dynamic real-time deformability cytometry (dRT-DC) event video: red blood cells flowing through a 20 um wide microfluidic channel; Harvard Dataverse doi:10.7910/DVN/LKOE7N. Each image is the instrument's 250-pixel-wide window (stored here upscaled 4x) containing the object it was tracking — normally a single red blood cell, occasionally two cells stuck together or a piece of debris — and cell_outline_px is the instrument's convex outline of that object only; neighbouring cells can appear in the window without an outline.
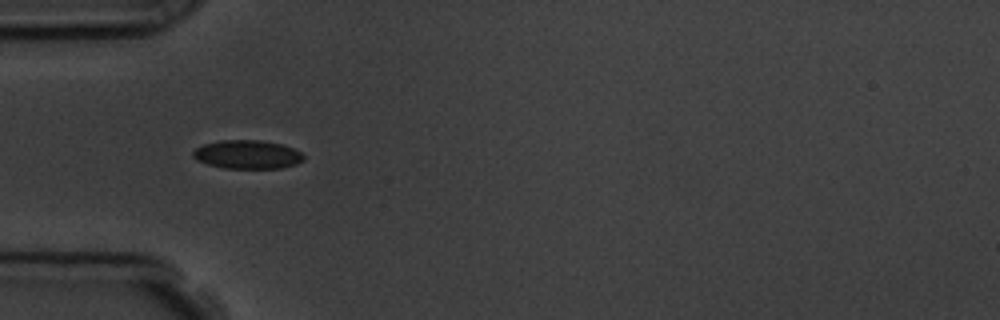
{"species": "common noctule bat (a hibernating species)", "species_latin": "Nyctalus noctula", "temperature_condition": "room temperature", "stored_images_in_passage": 5, "camera_frame_rate_fps": 3000, "um_per_image_px": 0.085, "animal": {"sex": "male", "body_mass_g": 19.5, "forearm_length_mm": 54.6}, "frame": {"image": 1, "passage_image": 1, "time_ms": 0.0, "image_size_px": [1000, 320], "cell_outline_px": [[304, 160], [296, 164], [280, 168], [224, 168], [208, 164], [196, 160], [192, 156], [192, 152], [196, 148], [204, 144], [220, 140], [260, 140], [280, 144], [292, 148], [300, 152], [304, 156]], "centroid_in_image_um": [21.01, 13.13], "position_along_channel_um": 64.0, "area_um2": 18.38}}
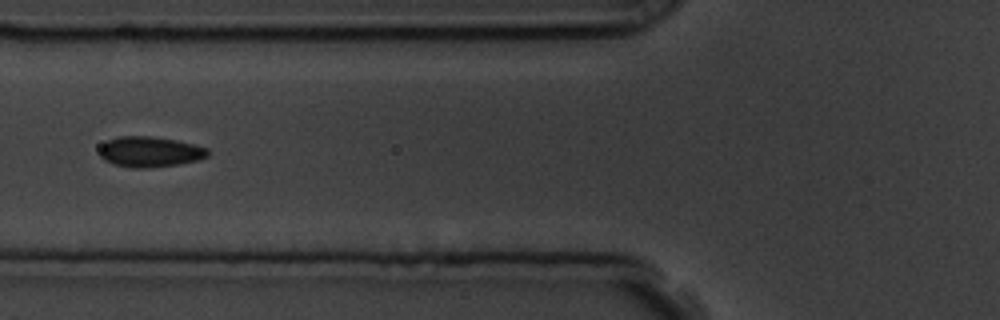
{"frame": {"image": 2, "passage_image": 2, "time_ms": 1.333, "image_size_px": [1000, 320], "cell_outline_px": [[208, 156], [200, 160], [180, 164], [148, 168], [132, 168], [112, 164], [104, 160], [100, 156], [100, 148], [108, 140], [120, 136], [148, 136], [176, 140], [208, 148]], "centroid_in_image_um": [12.75, 12.92], "position_along_channel_um": 113.0, "area_um2": 19.25}}